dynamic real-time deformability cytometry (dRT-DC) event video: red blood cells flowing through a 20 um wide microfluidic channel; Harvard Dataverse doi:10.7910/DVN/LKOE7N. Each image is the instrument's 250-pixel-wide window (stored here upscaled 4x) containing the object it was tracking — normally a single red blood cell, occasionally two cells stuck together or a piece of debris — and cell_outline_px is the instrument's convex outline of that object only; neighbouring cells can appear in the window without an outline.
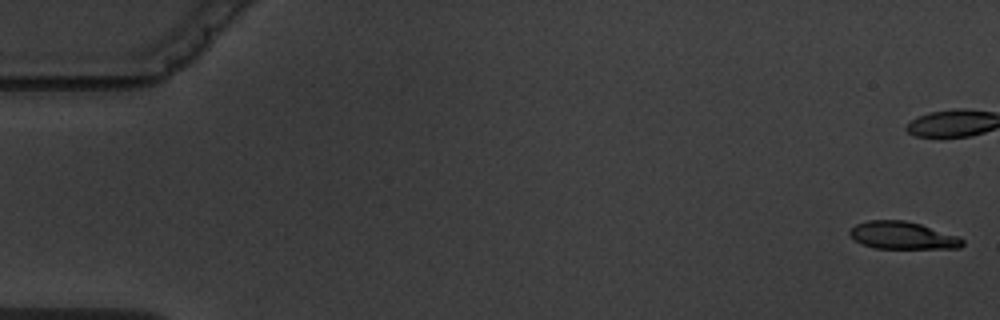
{"species": "common noctule bat (a hibernating species)", "species_latin": "Nyctalus noctula", "temperature_condition": "warm", "stored_images_in_passage": 5, "camera_frame_rate_fps": 3000, "um_per_image_px": 0.085, "animal": {"sex": "male", "body_mass_g": 19.5, "forearm_length_mm": 54.6}, "frame": {"image": 1, "passage_image": 1, "time_ms": 0.0, "image_size_px": [1000, 320], "cell_outline_px": [[964, 244], [960, 248], [876, 248], [860, 244], [848, 232], [856, 224], [868, 220], [904, 220], [920, 224], [956, 236], [964, 240]], "centroid_in_image_um": [76.7, 20.01], "position_along_channel_um": 8.3, "area_um2": 17.8}}